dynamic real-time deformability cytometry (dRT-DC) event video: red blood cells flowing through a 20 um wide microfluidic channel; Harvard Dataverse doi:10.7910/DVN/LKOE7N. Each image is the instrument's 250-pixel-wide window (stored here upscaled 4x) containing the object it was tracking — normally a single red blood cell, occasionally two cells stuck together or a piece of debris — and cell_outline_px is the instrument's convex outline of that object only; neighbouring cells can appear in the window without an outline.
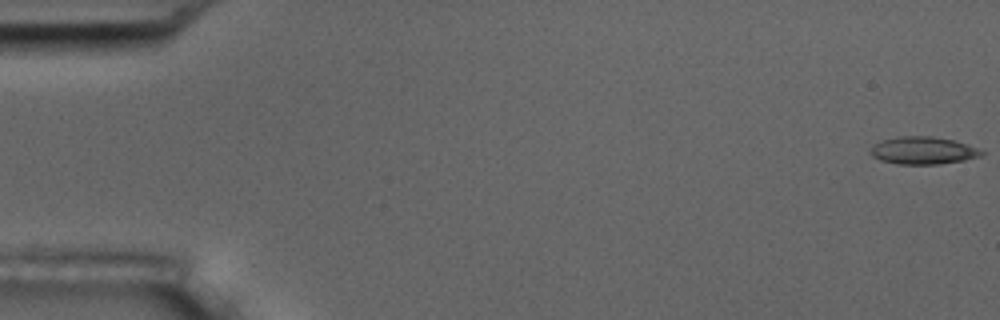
{"species": "common noctule bat (a hibernating species)", "species_latin": "Nyctalus noctula", "temperature_condition": "room temperature", "stored_images_in_passage": 5, "camera_frame_rate_fps": 3000, "um_per_image_px": 0.085, "animal": {"sex": "male", "body_mass_g": 17.5, "forearm_length_mm": 52.3}, "frame": {"image": 1, "passage_image": 1, "time_ms": 0.0, "image_size_px": [1000, 320], "cell_outline_px": [[984, 152], [980, 156], [964, 160], [940, 164], [896, 164], [880, 160], [872, 156], [872, 148], [876, 144], [884, 140], [900, 136], [932, 136], [956, 140], [968, 144]], "centroid_in_image_um": [78.5, 12.79], "position_along_channel_um": 6.5, "area_um2": 17.63}}